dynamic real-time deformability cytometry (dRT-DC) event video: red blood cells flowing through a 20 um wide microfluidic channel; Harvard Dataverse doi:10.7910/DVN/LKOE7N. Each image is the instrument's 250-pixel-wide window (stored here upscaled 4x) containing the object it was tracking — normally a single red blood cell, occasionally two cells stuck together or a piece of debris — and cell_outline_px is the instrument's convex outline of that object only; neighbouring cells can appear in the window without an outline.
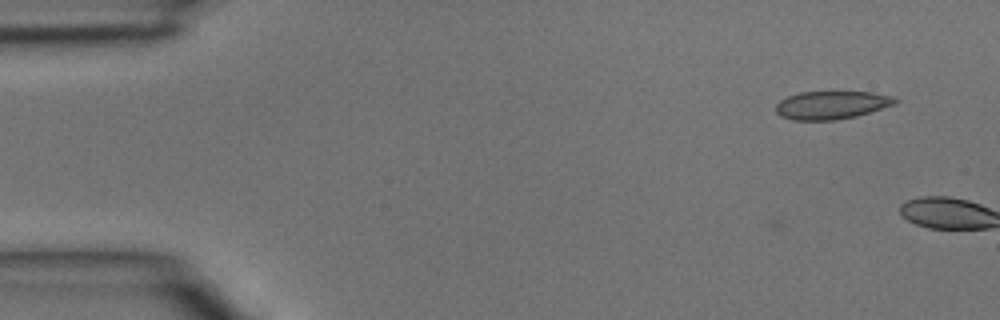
{"species": "common noctule bat (a hibernating species)", "species_latin": "Nyctalus noctula", "temperature_condition": "room temperature", "stored_images_in_passage": 5, "camera_frame_rate_fps": 3000, "um_per_image_px": 0.085, "animal": {"sex": "male", "body_mass_g": 15.6}, "frame": {"image": 1, "passage_image": 1, "time_ms": 0.0, "image_size_px": [1000, 320], "cell_outline_px": [[900, 100], [896, 104], [856, 116], [836, 120], [792, 120], [780, 116], [776, 112], [776, 104], [780, 100], [788, 96], [800, 92], [872, 92], [892, 96]], "centroid_in_image_um": [70.68, 8.93], "position_along_channel_um": 14.3, "area_um2": 19.59}}
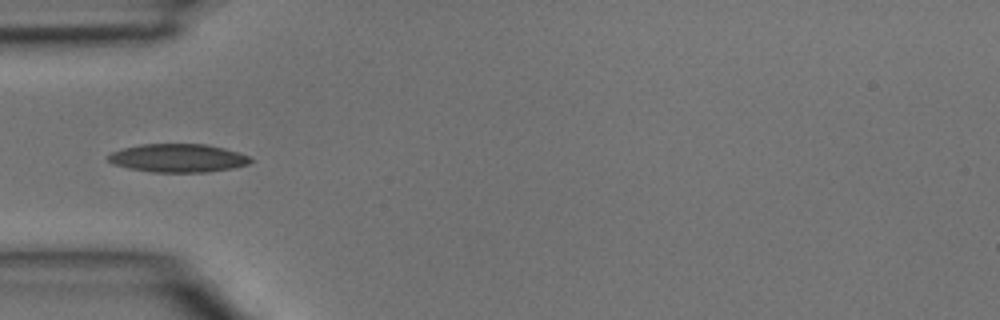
{"frame": {"image": 2, "passage_image": 5, "time_ms": 1.333, "image_size_px": [1000, 320], "cell_outline_px": [[252, 160], [248, 164], [232, 168], [208, 172], [152, 172], [128, 168], [116, 164], [108, 160], [108, 156], [112, 152], [124, 148], [140, 144], [208, 144], [224, 148], [248, 156]], "centroid_in_image_um": [15.13, 13.43], "position_along_channel_um": 69.9, "area_um2": 23.29}}